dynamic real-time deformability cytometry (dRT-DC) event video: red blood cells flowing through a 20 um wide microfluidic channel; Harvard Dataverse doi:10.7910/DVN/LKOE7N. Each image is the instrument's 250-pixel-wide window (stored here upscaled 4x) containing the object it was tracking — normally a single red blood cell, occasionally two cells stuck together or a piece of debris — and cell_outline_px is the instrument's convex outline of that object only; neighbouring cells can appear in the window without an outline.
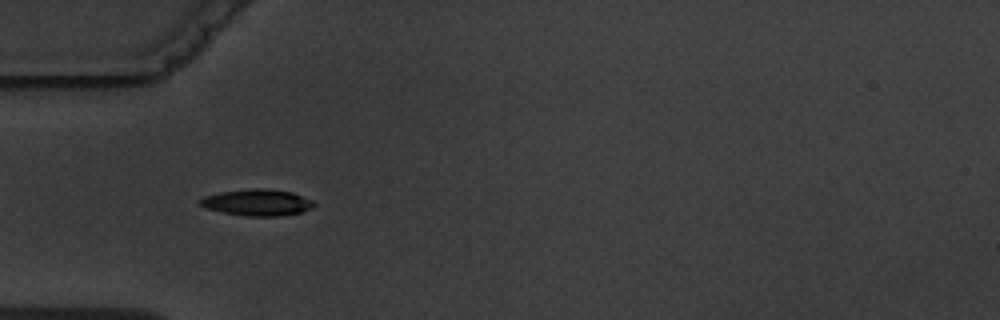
{"species": "common noctule bat (a hibernating species)", "species_latin": "Nyctalus noctula", "temperature_condition": "warm", "stored_images_in_passage": 3, "camera_frame_rate_fps": 3000, "um_per_image_px": 0.085, "animal": {"sex": "male", "body_mass_g": 19.5, "forearm_length_mm": 54.6}, "frame": {"image": 1, "passage_image": 2, "time_ms": 2.0, "image_size_px": [1000, 320], "cell_outline_px": [[316, 204], [312, 208], [300, 212], [280, 216], [248, 216], [224, 212], [204, 208], [200, 204], [200, 200], [204, 196], [220, 192], [252, 188], [264, 188], [292, 192], [312, 200]], "centroid_in_image_um": [21.87, 17.2], "position_along_channel_um": 63.1, "area_um2": 17.46}}